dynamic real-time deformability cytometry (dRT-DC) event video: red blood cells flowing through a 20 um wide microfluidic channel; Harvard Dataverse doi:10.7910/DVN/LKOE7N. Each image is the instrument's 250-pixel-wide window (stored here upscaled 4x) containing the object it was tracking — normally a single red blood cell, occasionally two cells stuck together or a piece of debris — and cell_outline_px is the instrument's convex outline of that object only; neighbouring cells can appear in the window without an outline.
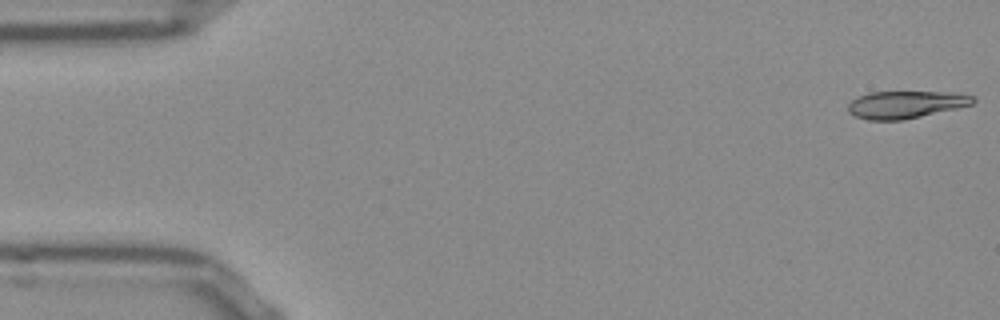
{"species": "Egyptian fruit bat (a non-hibernating species)", "species_latin": "Rousettus aegyptiacus", "temperature_condition": "room temperature", "stored_images_in_passage": 16, "camera_frame_rate_fps": 3000, "um_per_image_px": 0.085, "frame": {"image": 1, "passage_image": 1, "time_ms": 0.0, "image_size_px": [1000, 320], "cell_outline_px": [[976, 100], [972, 104], [956, 108], [904, 120], [868, 120], [856, 116], [848, 112], [848, 104], [852, 100], [868, 92], [952, 92], [972, 96]], "centroid_in_image_um": [76.96, 8.89], "position_along_channel_um": 8.0, "area_um2": 19.77}}
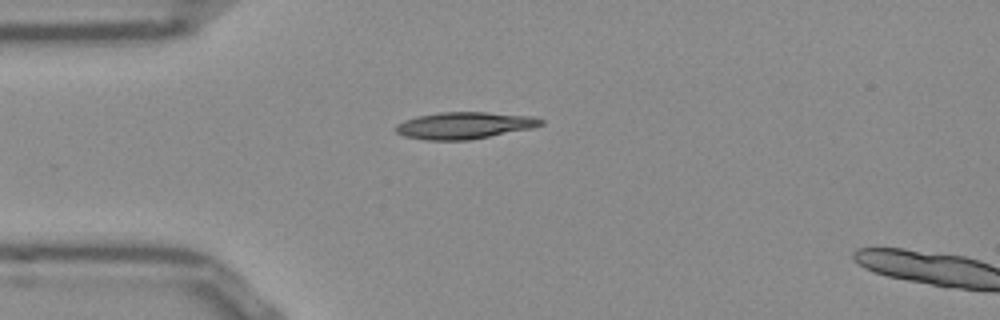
{"frame": {"image": 2, "passage_image": 13, "time_ms": 4.0, "image_size_px": [1000, 320], "cell_outline_px": [[544, 124], [532, 128], [468, 140], [424, 140], [404, 136], [396, 132], [392, 128], [396, 124], [404, 120], [416, 116], [440, 112], [484, 112], [532, 116], [544, 120]], "centroid_in_image_um": [39.42, 10.66], "position_along_channel_um": 45.6, "area_um2": 22.77}}